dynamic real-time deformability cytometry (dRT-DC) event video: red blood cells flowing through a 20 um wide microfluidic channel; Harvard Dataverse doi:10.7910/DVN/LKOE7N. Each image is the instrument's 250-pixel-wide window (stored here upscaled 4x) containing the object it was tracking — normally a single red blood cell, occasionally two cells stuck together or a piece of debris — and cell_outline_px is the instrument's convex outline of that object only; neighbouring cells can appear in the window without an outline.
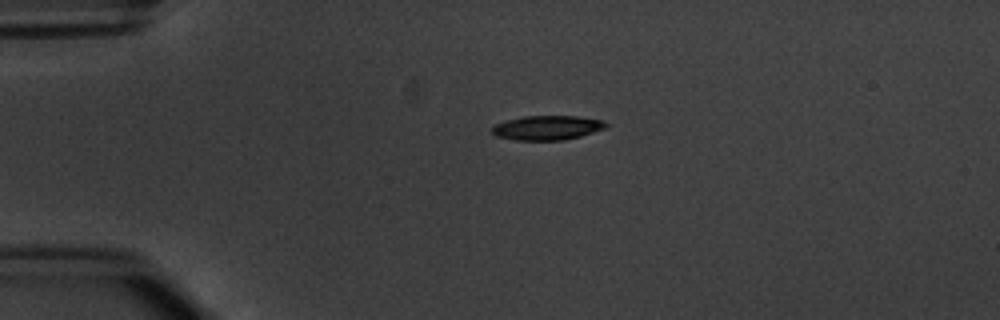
{"species": "common noctule bat (a hibernating species)", "species_latin": "Nyctalus noctula", "temperature_condition": "warm", "stored_images_in_passage": 2, "camera_frame_rate_fps": 3000, "um_per_image_px": 0.085, "animal": {"sex": "male", "body_mass_g": 20.1, "forearm_length_mm": 53.5}, "frame": {"image": 1, "passage_image": 1, "time_ms": 0.0, "image_size_px": [1000, 320], "cell_outline_px": [[608, 124], [604, 128], [580, 136], [564, 140], [516, 140], [496, 136], [492, 132], [492, 128], [496, 124], [508, 120], [524, 116], [576, 116], [604, 120]], "centroid_in_image_um": [46.52, 10.85], "position_along_channel_um": 38.5, "area_um2": 16.01}}